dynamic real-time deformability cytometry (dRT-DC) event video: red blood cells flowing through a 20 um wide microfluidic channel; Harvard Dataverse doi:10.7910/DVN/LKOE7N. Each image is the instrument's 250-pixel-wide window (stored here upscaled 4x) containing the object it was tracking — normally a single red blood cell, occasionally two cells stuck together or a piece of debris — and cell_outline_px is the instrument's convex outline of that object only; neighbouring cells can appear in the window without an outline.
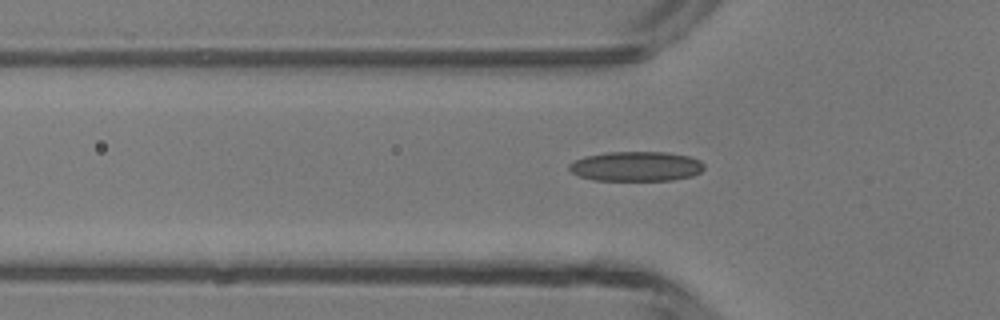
{"species": "common noctule bat (a hibernating species)", "species_latin": "Nyctalus noctula", "temperature_condition": "room temperature", "stored_images_in_passage": 30, "camera_frame_rate_fps": 3000, "um_per_image_px": 0.085, "animal": {"sex": "male", "body_mass_g": 13.3}, "frame": {"image": 1, "passage_image": 7, "time_ms": 2.0, "image_size_px": [1000, 320], "cell_outline_px": [[704, 168], [700, 172], [692, 176], [672, 180], [592, 180], [580, 176], [572, 172], [568, 168], [568, 164], [584, 156], [608, 152], [668, 152], [688, 156], [700, 160], [704, 164]], "centroid_in_image_um": [54.07, 14.13], "position_along_channel_um": 71.7, "area_um2": 23.41}}
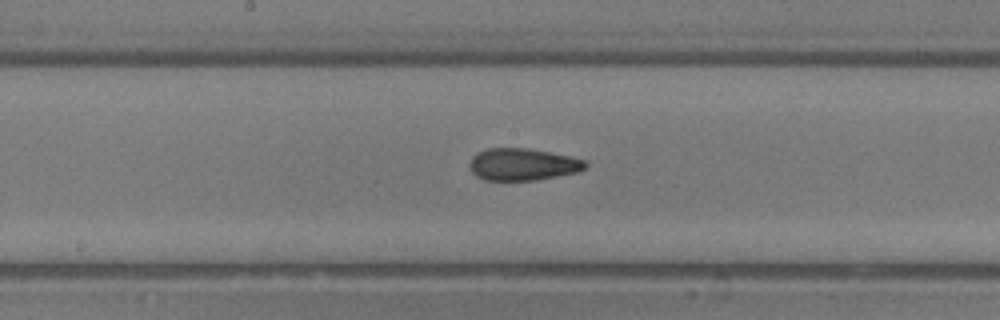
{"frame": {"image": 2, "passage_image": 16, "time_ms": 5.0, "image_size_px": [1000, 320], "cell_outline_px": [[588, 164], [584, 168], [576, 172], [536, 180], [484, 180], [476, 176], [472, 172], [468, 164], [472, 156], [476, 152], [488, 148], [528, 148], [572, 156], [584, 160]], "centroid_in_image_um": [44.39, 13.96], "position_along_channel_um": 203.8, "area_um2": 21.73}}
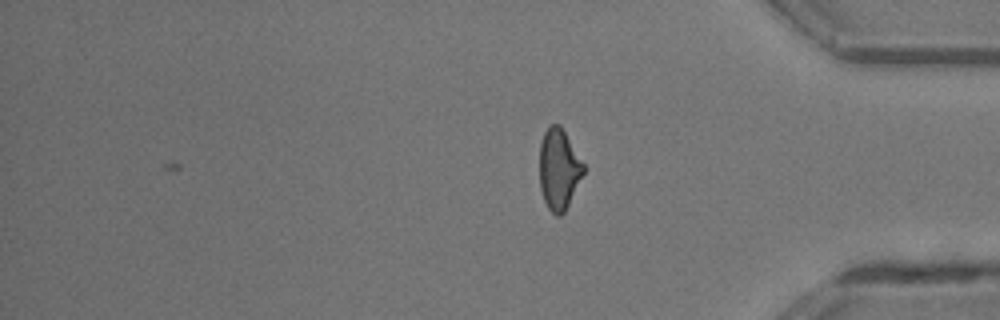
{"frame": {"image": 3, "passage_image": 30, "time_ms": 9.667, "image_size_px": [1000, 320], "cell_outline_px": [[584, 172], [564, 212], [560, 216], [556, 216], [548, 208], [544, 200], [540, 188], [540, 144], [544, 132], [552, 124], [560, 124], [584, 164]], "centroid_in_image_um": [47.49, 14.38], "position_along_channel_um": 387.7, "area_um2": 20.4}, "authors_computed_cell_mechanics": {"area_um2": 21.4727, "velocity_mm_per_s": 4.3491, "shape_relaxation_time_tau1_ms": 7.1842, "shape_relaxation_time_tau2_ms": 2.0822, "deformation_change_tau1": 0.1958, "deformation_change_tau2": 0.0932}}